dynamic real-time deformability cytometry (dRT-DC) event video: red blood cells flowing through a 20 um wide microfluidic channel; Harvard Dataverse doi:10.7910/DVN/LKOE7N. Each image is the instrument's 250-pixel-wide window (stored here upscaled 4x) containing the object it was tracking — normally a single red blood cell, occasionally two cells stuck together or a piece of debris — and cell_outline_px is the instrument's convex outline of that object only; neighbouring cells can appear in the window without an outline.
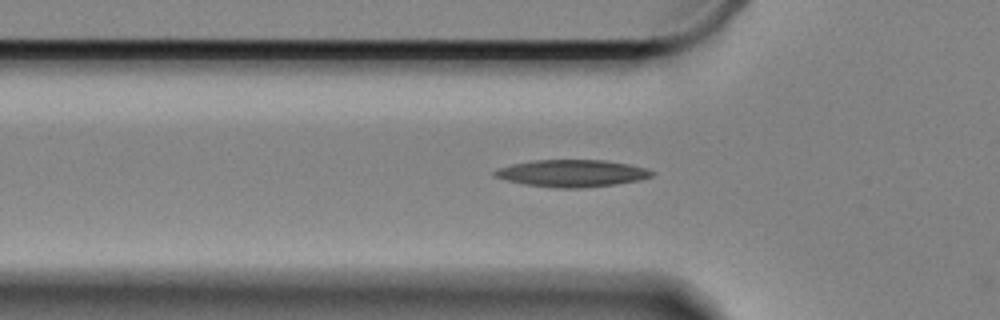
{"species": "Egyptian fruit bat (a non-hibernating species)", "species_latin": "Rousettus aegyptiacus", "temperature_condition": "cold", "stored_images_in_passage": 48, "camera_frame_rate_fps": 3000, "um_per_image_px": 0.085, "animal": {"sex": "female"}, "frame": {"image": 1, "passage_image": 18, "time_ms": 5.667, "image_size_px": [1000, 320], "cell_outline_px": [[656, 172], [652, 176], [640, 180], [616, 184], [580, 188], [556, 188], [524, 184], [508, 180], [496, 176], [492, 172], [500, 168], [512, 164], [532, 160], [604, 160], [628, 164], [648, 168]], "centroid_in_image_um": [48.67, 14.72], "position_along_channel_um": 77.1, "area_um2": 24.74}}
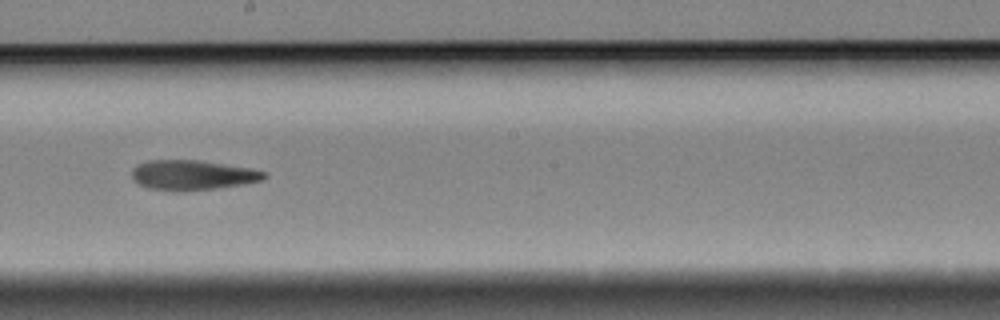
{"frame": {"image": 2, "passage_image": 32, "time_ms": 10.333, "image_size_px": [1000, 320], "cell_outline_px": [[268, 176], [260, 180], [244, 184], [216, 188], [180, 192], [148, 188], [140, 184], [132, 176], [132, 172], [140, 164], [148, 160], [200, 160], [252, 168], [264, 172]], "centroid_in_image_um": [16.4, 14.88], "position_along_channel_um": 231.8, "area_um2": 22.89}}
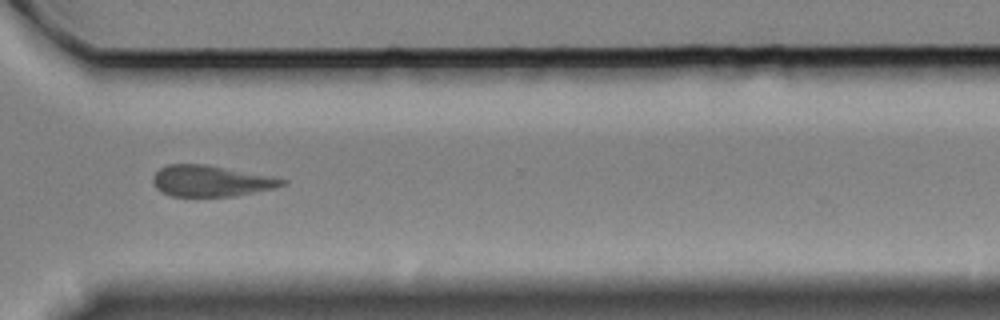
{"frame": {"image": 3, "passage_image": 43, "time_ms": 14.0, "image_size_px": [1000, 320], "cell_outline_px": [[288, 180], [284, 184], [272, 188], [236, 196], [172, 196], [156, 188], [152, 180], [152, 176], [160, 168], [168, 164], [204, 164], [272, 176]], "centroid_in_image_um": [17.91, 15.37], "position_along_channel_um": 352.7, "area_um2": 23.18}}